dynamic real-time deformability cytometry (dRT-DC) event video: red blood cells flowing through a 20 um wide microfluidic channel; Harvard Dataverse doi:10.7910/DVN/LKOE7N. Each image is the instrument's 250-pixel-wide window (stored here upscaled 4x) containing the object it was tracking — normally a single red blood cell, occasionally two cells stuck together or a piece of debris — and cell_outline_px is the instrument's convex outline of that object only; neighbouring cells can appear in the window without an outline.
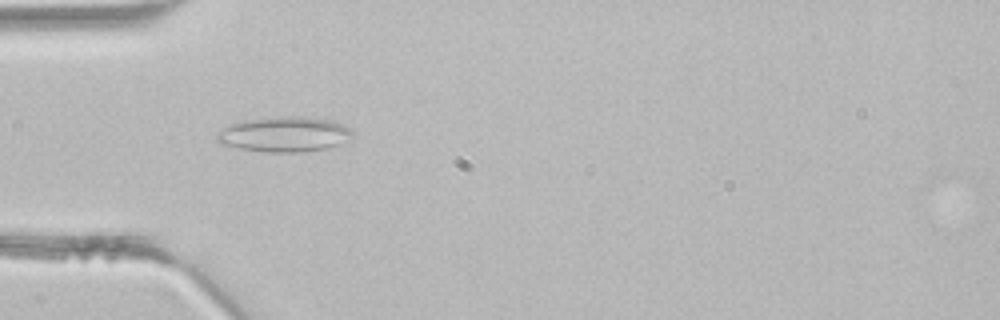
{"species": "common noctule bat (a hibernating species)", "species_latin": "Nyctalus noctula", "temperature_condition": "room temperature", "stored_images_in_passage": 4, "camera_frame_rate_fps": 3000, "um_per_image_px": 0.085, "animal": {"sex": "male", "body_mass_g": 21.5, "forearm_length_mm": 52.0}, "frame": {"image": 1, "passage_image": 3, "time_ms": 0.667, "image_size_px": [1000, 320], "cell_outline_px": [[352, 136], [336, 144], [324, 148], [296, 152], [268, 152], [240, 148], [224, 144], [216, 140], [216, 132], [232, 124], [244, 120], [284, 116], [304, 116], [332, 120], [348, 128], [352, 132]], "centroid_in_image_um": [24.13, 11.4], "position_along_channel_um": 60.9, "area_um2": 27.17}}
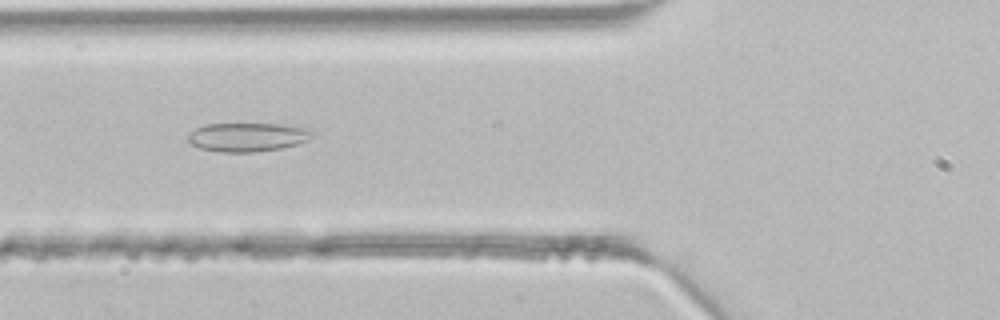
{"frame": {"image": 2, "passage_image": 4, "time_ms": 1.0, "image_size_px": [1000, 320], "cell_outline_px": [[312, 136], [308, 140], [296, 144], [280, 148], [256, 152], [220, 152], [200, 148], [192, 144], [188, 140], [188, 136], [196, 128], [204, 124], [280, 124], [308, 128], [312, 132]], "centroid_in_image_um": [21.03, 11.65], "position_along_channel_um": 104.8, "area_um2": 20.69}}